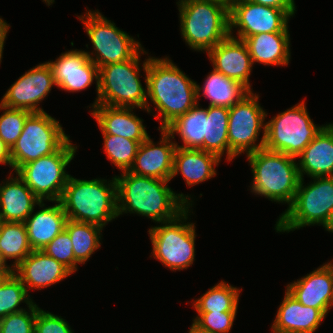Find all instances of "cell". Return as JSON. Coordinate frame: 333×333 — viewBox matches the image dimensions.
<instances>
[{
  "label": "cell",
  "mask_w": 333,
  "mask_h": 333,
  "mask_svg": "<svg viewBox=\"0 0 333 333\" xmlns=\"http://www.w3.org/2000/svg\"><path fill=\"white\" fill-rule=\"evenodd\" d=\"M117 183L118 216L139 214L156 224L176 218L187 207H193L191 195L176 193L169 187L171 180L141 176L123 171L114 176Z\"/></svg>",
  "instance_id": "obj_1"
},
{
  "label": "cell",
  "mask_w": 333,
  "mask_h": 333,
  "mask_svg": "<svg viewBox=\"0 0 333 333\" xmlns=\"http://www.w3.org/2000/svg\"><path fill=\"white\" fill-rule=\"evenodd\" d=\"M144 76L147 101L150 100L158 112V115L152 112V116L161 122L158 130L164 129L198 103L197 82L181 71L168 56L149 57Z\"/></svg>",
  "instance_id": "obj_2"
},
{
  "label": "cell",
  "mask_w": 333,
  "mask_h": 333,
  "mask_svg": "<svg viewBox=\"0 0 333 333\" xmlns=\"http://www.w3.org/2000/svg\"><path fill=\"white\" fill-rule=\"evenodd\" d=\"M60 203L69 220L104 228L119 217L116 179L84 180L70 175Z\"/></svg>",
  "instance_id": "obj_3"
},
{
  "label": "cell",
  "mask_w": 333,
  "mask_h": 333,
  "mask_svg": "<svg viewBox=\"0 0 333 333\" xmlns=\"http://www.w3.org/2000/svg\"><path fill=\"white\" fill-rule=\"evenodd\" d=\"M246 156L253 175L250 192L272 202L285 203L288 209L301 179L296 158L266 148Z\"/></svg>",
  "instance_id": "obj_4"
},
{
  "label": "cell",
  "mask_w": 333,
  "mask_h": 333,
  "mask_svg": "<svg viewBox=\"0 0 333 333\" xmlns=\"http://www.w3.org/2000/svg\"><path fill=\"white\" fill-rule=\"evenodd\" d=\"M141 54H148L142 48L132 59L112 63L99 68L98 95L94 105H106L111 107L139 108L148 113L153 111L147 101V89L142 86L139 76L141 69L144 74L148 68V58L140 64ZM140 65H142L140 67Z\"/></svg>",
  "instance_id": "obj_5"
},
{
  "label": "cell",
  "mask_w": 333,
  "mask_h": 333,
  "mask_svg": "<svg viewBox=\"0 0 333 333\" xmlns=\"http://www.w3.org/2000/svg\"><path fill=\"white\" fill-rule=\"evenodd\" d=\"M180 32L190 49L208 52L229 36V9L207 0H178Z\"/></svg>",
  "instance_id": "obj_6"
},
{
  "label": "cell",
  "mask_w": 333,
  "mask_h": 333,
  "mask_svg": "<svg viewBox=\"0 0 333 333\" xmlns=\"http://www.w3.org/2000/svg\"><path fill=\"white\" fill-rule=\"evenodd\" d=\"M304 185L300 179L291 206L277 219L275 231L291 232L306 226H323L333 212V177H314Z\"/></svg>",
  "instance_id": "obj_7"
},
{
  "label": "cell",
  "mask_w": 333,
  "mask_h": 333,
  "mask_svg": "<svg viewBox=\"0 0 333 333\" xmlns=\"http://www.w3.org/2000/svg\"><path fill=\"white\" fill-rule=\"evenodd\" d=\"M191 207H187L176 218L148 229L152 243L150 257L159 260L172 271L188 269L195 261L196 226L189 219ZM190 213V214H189Z\"/></svg>",
  "instance_id": "obj_8"
},
{
  "label": "cell",
  "mask_w": 333,
  "mask_h": 333,
  "mask_svg": "<svg viewBox=\"0 0 333 333\" xmlns=\"http://www.w3.org/2000/svg\"><path fill=\"white\" fill-rule=\"evenodd\" d=\"M77 18L84 24L94 49L92 53H85L98 68L132 59L143 48L138 40L119 29L98 10L87 9Z\"/></svg>",
  "instance_id": "obj_9"
},
{
  "label": "cell",
  "mask_w": 333,
  "mask_h": 333,
  "mask_svg": "<svg viewBox=\"0 0 333 333\" xmlns=\"http://www.w3.org/2000/svg\"><path fill=\"white\" fill-rule=\"evenodd\" d=\"M305 105L302 100L265 122L264 148L297 159L325 126L313 122Z\"/></svg>",
  "instance_id": "obj_10"
},
{
  "label": "cell",
  "mask_w": 333,
  "mask_h": 333,
  "mask_svg": "<svg viewBox=\"0 0 333 333\" xmlns=\"http://www.w3.org/2000/svg\"><path fill=\"white\" fill-rule=\"evenodd\" d=\"M76 151L69 138L56 152L22 165L15 173L41 201H60L70 176L66 168Z\"/></svg>",
  "instance_id": "obj_11"
},
{
  "label": "cell",
  "mask_w": 333,
  "mask_h": 333,
  "mask_svg": "<svg viewBox=\"0 0 333 333\" xmlns=\"http://www.w3.org/2000/svg\"><path fill=\"white\" fill-rule=\"evenodd\" d=\"M59 121L46 111L31 113L23 130L10 149L12 172L22 165L56 152L68 139Z\"/></svg>",
  "instance_id": "obj_12"
},
{
  "label": "cell",
  "mask_w": 333,
  "mask_h": 333,
  "mask_svg": "<svg viewBox=\"0 0 333 333\" xmlns=\"http://www.w3.org/2000/svg\"><path fill=\"white\" fill-rule=\"evenodd\" d=\"M254 93L250 91L237 104L229 108V162L242 153L247 155L264 148L266 128L264 122L268 113L261 107L259 95ZM261 130L263 132L260 140Z\"/></svg>",
  "instance_id": "obj_13"
},
{
  "label": "cell",
  "mask_w": 333,
  "mask_h": 333,
  "mask_svg": "<svg viewBox=\"0 0 333 333\" xmlns=\"http://www.w3.org/2000/svg\"><path fill=\"white\" fill-rule=\"evenodd\" d=\"M296 11L235 0L229 9V36L244 41L260 33L289 32L288 22ZM234 28L237 36L233 35Z\"/></svg>",
  "instance_id": "obj_14"
},
{
  "label": "cell",
  "mask_w": 333,
  "mask_h": 333,
  "mask_svg": "<svg viewBox=\"0 0 333 333\" xmlns=\"http://www.w3.org/2000/svg\"><path fill=\"white\" fill-rule=\"evenodd\" d=\"M56 87L53 71L48 62L29 69L6 91L0 104L27 110L31 113L44 112L40 103L46 99L52 87Z\"/></svg>",
  "instance_id": "obj_15"
},
{
  "label": "cell",
  "mask_w": 333,
  "mask_h": 333,
  "mask_svg": "<svg viewBox=\"0 0 333 333\" xmlns=\"http://www.w3.org/2000/svg\"><path fill=\"white\" fill-rule=\"evenodd\" d=\"M48 63L52 68L58 89L70 93L80 92L96 81V95H98L99 68L89 59L85 50L65 51L56 60L48 61Z\"/></svg>",
  "instance_id": "obj_16"
},
{
  "label": "cell",
  "mask_w": 333,
  "mask_h": 333,
  "mask_svg": "<svg viewBox=\"0 0 333 333\" xmlns=\"http://www.w3.org/2000/svg\"><path fill=\"white\" fill-rule=\"evenodd\" d=\"M161 132L160 141L154 143L149 136L140 143L133 166L129 172L158 178L162 180H171L173 171L174 154L176 150V141L164 130Z\"/></svg>",
  "instance_id": "obj_17"
},
{
  "label": "cell",
  "mask_w": 333,
  "mask_h": 333,
  "mask_svg": "<svg viewBox=\"0 0 333 333\" xmlns=\"http://www.w3.org/2000/svg\"><path fill=\"white\" fill-rule=\"evenodd\" d=\"M213 68L228 78L240 82L252 91L250 75L253 62L243 40L228 36L207 52Z\"/></svg>",
  "instance_id": "obj_18"
},
{
  "label": "cell",
  "mask_w": 333,
  "mask_h": 333,
  "mask_svg": "<svg viewBox=\"0 0 333 333\" xmlns=\"http://www.w3.org/2000/svg\"><path fill=\"white\" fill-rule=\"evenodd\" d=\"M286 290L301 304L320 309L325 315L333 307V282L330 261L297 281L288 283Z\"/></svg>",
  "instance_id": "obj_19"
},
{
  "label": "cell",
  "mask_w": 333,
  "mask_h": 333,
  "mask_svg": "<svg viewBox=\"0 0 333 333\" xmlns=\"http://www.w3.org/2000/svg\"><path fill=\"white\" fill-rule=\"evenodd\" d=\"M14 274L21 280L29 293L30 289L41 290L59 283L73 273L42 250H33L14 269Z\"/></svg>",
  "instance_id": "obj_20"
},
{
  "label": "cell",
  "mask_w": 333,
  "mask_h": 333,
  "mask_svg": "<svg viewBox=\"0 0 333 333\" xmlns=\"http://www.w3.org/2000/svg\"><path fill=\"white\" fill-rule=\"evenodd\" d=\"M276 312L272 333H314L326 315L318 308L301 304L285 289V295Z\"/></svg>",
  "instance_id": "obj_21"
},
{
  "label": "cell",
  "mask_w": 333,
  "mask_h": 333,
  "mask_svg": "<svg viewBox=\"0 0 333 333\" xmlns=\"http://www.w3.org/2000/svg\"><path fill=\"white\" fill-rule=\"evenodd\" d=\"M133 109L94 105L90 110L102 134H112L142 143L150 135L147 133L143 119L139 118Z\"/></svg>",
  "instance_id": "obj_22"
},
{
  "label": "cell",
  "mask_w": 333,
  "mask_h": 333,
  "mask_svg": "<svg viewBox=\"0 0 333 333\" xmlns=\"http://www.w3.org/2000/svg\"><path fill=\"white\" fill-rule=\"evenodd\" d=\"M9 175L0 183V221L24 223L41 200L17 173Z\"/></svg>",
  "instance_id": "obj_23"
},
{
  "label": "cell",
  "mask_w": 333,
  "mask_h": 333,
  "mask_svg": "<svg viewBox=\"0 0 333 333\" xmlns=\"http://www.w3.org/2000/svg\"><path fill=\"white\" fill-rule=\"evenodd\" d=\"M297 158L300 178L333 177V123L326 124Z\"/></svg>",
  "instance_id": "obj_24"
},
{
  "label": "cell",
  "mask_w": 333,
  "mask_h": 333,
  "mask_svg": "<svg viewBox=\"0 0 333 333\" xmlns=\"http://www.w3.org/2000/svg\"><path fill=\"white\" fill-rule=\"evenodd\" d=\"M54 205L46 207L44 201L38 204L42 208L26 219L25 226L28 241L33 250H42L58 234L65 230L68 220L60 201H54Z\"/></svg>",
  "instance_id": "obj_25"
},
{
  "label": "cell",
  "mask_w": 333,
  "mask_h": 333,
  "mask_svg": "<svg viewBox=\"0 0 333 333\" xmlns=\"http://www.w3.org/2000/svg\"><path fill=\"white\" fill-rule=\"evenodd\" d=\"M220 162L221 159L217 155L204 150L177 147L174 154L171 180L180 172L188 187L199 185L217 174L215 167Z\"/></svg>",
  "instance_id": "obj_26"
},
{
  "label": "cell",
  "mask_w": 333,
  "mask_h": 333,
  "mask_svg": "<svg viewBox=\"0 0 333 333\" xmlns=\"http://www.w3.org/2000/svg\"><path fill=\"white\" fill-rule=\"evenodd\" d=\"M246 43L253 65L287 66L290 63V33H260L247 37Z\"/></svg>",
  "instance_id": "obj_27"
},
{
  "label": "cell",
  "mask_w": 333,
  "mask_h": 333,
  "mask_svg": "<svg viewBox=\"0 0 333 333\" xmlns=\"http://www.w3.org/2000/svg\"><path fill=\"white\" fill-rule=\"evenodd\" d=\"M204 80L202 87L199 84L196 86L197 102L202 95L210 100L208 106L230 108L250 92L240 82L226 77L214 68Z\"/></svg>",
  "instance_id": "obj_28"
},
{
  "label": "cell",
  "mask_w": 333,
  "mask_h": 333,
  "mask_svg": "<svg viewBox=\"0 0 333 333\" xmlns=\"http://www.w3.org/2000/svg\"><path fill=\"white\" fill-rule=\"evenodd\" d=\"M207 108H202L200 102L185 114L178 116L164 130L175 139L178 134L183 141V145L176 147L184 149H199L204 143L206 137ZM177 133V134H176Z\"/></svg>",
  "instance_id": "obj_29"
},
{
  "label": "cell",
  "mask_w": 333,
  "mask_h": 333,
  "mask_svg": "<svg viewBox=\"0 0 333 333\" xmlns=\"http://www.w3.org/2000/svg\"><path fill=\"white\" fill-rule=\"evenodd\" d=\"M228 122L229 108L208 106L206 137H204V143L199 149L215 154L220 159L225 153V160L229 161Z\"/></svg>",
  "instance_id": "obj_30"
},
{
  "label": "cell",
  "mask_w": 333,
  "mask_h": 333,
  "mask_svg": "<svg viewBox=\"0 0 333 333\" xmlns=\"http://www.w3.org/2000/svg\"><path fill=\"white\" fill-rule=\"evenodd\" d=\"M103 228L91 224L67 220L65 231L69 234L75 257V272L78 264H86L93 253L101 247Z\"/></svg>",
  "instance_id": "obj_31"
},
{
  "label": "cell",
  "mask_w": 333,
  "mask_h": 333,
  "mask_svg": "<svg viewBox=\"0 0 333 333\" xmlns=\"http://www.w3.org/2000/svg\"><path fill=\"white\" fill-rule=\"evenodd\" d=\"M33 251L25 223L0 222V252L7 260L11 259L14 269Z\"/></svg>",
  "instance_id": "obj_32"
},
{
  "label": "cell",
  "mask_w": 333,
  "mask_h": 333,
  "mask_svg": "<svg viewBox=\"0 0 333 333\" xmlns=\"http://www.w3.org/2000/svg\"><path fill=\"white\" fill-rule=\"evenodd\" d=\"M241 291L222 280L200 298L193 300L192 307L196 312L237 311Z\"/></svg>",
  "instance_id": "obj_33"
},
{
  "label": "cell",
  "mask_w": 333,
  "mask_h": 333,
  "mask_svg": "<svg viewBox=\"0 0 333 333\" xmlns=\"http://www.w3.org/2000/svg\"><path fill=\"white\" fill-rule=\"evenodd\" d=\"M30 296L15 274L3 278L0 282V319L33 305L35 302ZM21 303H26L27 308L19 307Z\"/></svg>",
  "instance_id": "obj_34"
},
{
  "label": "cell",
  "mask_w": 333,
  "mask_h": 333,
  "mask_svg": "<svg viewBox=\"0 0 333 333\" xmlns=\"http://www.w3.org/2000/svg\"><path fill=\"white\" fill-rule=\"evenodd\" d=\"M103 148L114 166L121 172L129 171L133 166L140 142L112 134H102Z\"/></svg>",
  "instance_id": "obj_35"
},
{
  "label": "cell",
  "mask_w": 333,
  "mask_h": 333,
  "mask_svg": "<svg viewBox=\"0 0 333 333\" xmlns=\"http://www.w3.org/2000/svg\"><path fill=\"white\" fill-rule=\"evenodd\" d=\"M0 138L11 149L22 133L24 122L31 112L12 109L0 104Z\"/></svg>",
  "instance_id": "obj_36"
},
{
  "label": "cell",
  "mask_w": 333,
  "mask_h": 333,
  "mask_svg": "<svg viewBox=\"0 0 333 333\" xmlns=\"http://www.w3.org/2000/svg\"><path fill=\"white\" fill-rule=\"evenodd\" d=\"M236 315L237 311L197 312L192 323L197 328L209 333H230Z\"/></svg>",
  "instance_id": "obj_37"
},
{
  "label": "cell",
  "mask_w": 333,
  "mask_h": 333,
  "mask_svg": "<svg viewBox=\"0 0 333 333\" xmlns=\"http://www.w3.org/2000/svg\"><path fill=\"white\" fill-rule=\"evenodd\" d=\"M37 304L0 319V333H34Z\"/></svg>",
  "instance_id": "obj_38"
},
{
  "label": "cell",
  "mask_w": 333,
  "mask_h": 333,
  "mask_svg": "<svg viewBox=\"0 0 333 333\" xmlns=\"http://www.w3.org/2000/svg\"><path fill=\"white\" fill-rule=\"evenodd\" d=\"M42 251L62 263L72 273L75 272V257L69 234L64 230L58 234Z\"/></svg>",
  "instance_id": "obj_39"
},
{
  "label": "cell",
  "mask_w": 333,
  "mask_h": 333,
  "mask_svg": "<svg viewBox=\"0 0 333 333\" xmlns=\"http://www.w3.org/2000/svg\"><path fill=\"white\" fill-rule=\"evenodd\" d=\"M34 333H74V330L61 316L45 311L37 305Z\"/></svg>",
  "instance_id": "obj_40"
},
{
  "label": "cell",
  "mask_w": 333,
  "mask_h": 333,
  "mask_svg": "<svg viewBox=\"0 0 333 333\" xmlns=\"http://www.w3.org/2000/svg\"><path fill=\"white\" fill-rule=\"evenodd\" d=\"M250 2L279 9H296L295 0H248Z\"/></svg>",
  "instance_id": "obj_41"
},
{
  "label": "cell",
  "mask_w": 333,
  "mask_h": 333,
  "mask_svg": "<svg viewBox=\"0 0 333 333\" xmlns=\"http://www.w3.org/2000/svg\"><path fill=\"white\" fill-rule=\"evenodd\" d=\"M0 164H5L12 169V159L9 147L0 138Z\"/></svg>",
  "instance_id": "obj_42"
},
{
  "label": "cell",
  "mask_w": 333,
  "mask_h": 333,
  "mask_svg": "<svg viewBox=\"0 0 333 333\" xmlns=\"http://www.w3.org/2000/svg\"><path fill=\"white\" fill-rule=\"evenodd\" d=\"M10 24L6 23L5 20H3L0 17V64L2 62V56H3V50H4V43L7 38V33L10 29Z\"/></svg>",
  "instance_id": "obj_43"
},
{
  "label": "cell",
  "mask_w": 333,
  "mask_h": 333,
  "mask_svg": "<svg viewBox=\"0 0 333 333\" xmlns=\"http://www.w3.org/2000/svg\"><path fill=\"white\" fill-rule=\"evenodd\" d=\"M6 259L0 252V275H12L14 274V267L12 265H7Z\"/></svg>",
  "instance_id": "obj_44"
},
{
  "label": "cell",
  "mask_w": 333,
  "mask_h": 333,
  "mask_svg": "<svg viewBox=\"0 0 333 333\" xmlns=\"http://www.w3.org/2000/svg\"><path fill=\"white\" fill-rule=\"evenodd\" d=\"M326 231L333 233V212L330 214L327 222L323 225Z\"/></svg>",
  "instance_id": "obj_45"
},
{
  "label": "cell",
  "mask_w": 333,
  "mask_h": 333,
  "mask_svg": "<svg viewBox=\"0 0 333 333\" xmlns=\"http://www.w3.org/2000/svg\"><path fill=\"white\" fill-rule=\"evenodd\" d=\"M207 1H213V2L220 3V4L224 5L225 7H227L228 9H230L235 0H207Z\"/></svg>",
  "instance_id": "obj_46"
},
{
  "label": "cell",
  "mask_w": 333,
  "mask_h": 333,
  "mask_svg": "<svg viewBox=\"0 0 333 333\" xmlns=\"http://www.w3.org/2000/svg\"><path fill=\"white\" fill-rule=\"evenodd\" d=\"M189 332L188 333H209V332H206V331H203L199 328H197L193 323L191 324V327H189Z\"/></svg>",
  "instance_id": "obj_47"
},
{
  "label": "cell",
  "mask_w": 333,
  "mask_h": 333,
  "mask_svg": "<svg viewBox=\"0 0 333 333\" xmlns=\"http://www.w3.org/2000/svg\"><path fill=\"white\" fill-rule=\"evenodd\" d=\"M43 2H45V4H47V6L49 7L51 4H54L55 0H42Z\"/></svg>",
  "instance_id": "obj_48"
},
{
  "label": "cell",
  "mask_w": 333,
  "mask_h": 333,
  "mask_svg": "<svg viewBox=\"0 0 333 333\" xmlns=\"http://www.w3.org/2000/svg\"><path fill=\"white\" fill-rule=\"evenodd\" d=\"M330 270L332 272V282H333V261H330Z\"/></svg>",
  "instance_id": "obj_49"
},
{
  "label": "cell",
  "mask_w": 333,
  "mask_h": 333,
  "mask_svg": "<svg viewBox=\"0 0 333 333\" xmlns=\"http://www.w3.org/2000/svg\"><path fill=\"white\" fill-rule=\"evenodd\" d=\"M10 276V275H0V282L3 280V278Z\"/></svg>",
  "instance_id": "obj_50"
}]
</instances>
